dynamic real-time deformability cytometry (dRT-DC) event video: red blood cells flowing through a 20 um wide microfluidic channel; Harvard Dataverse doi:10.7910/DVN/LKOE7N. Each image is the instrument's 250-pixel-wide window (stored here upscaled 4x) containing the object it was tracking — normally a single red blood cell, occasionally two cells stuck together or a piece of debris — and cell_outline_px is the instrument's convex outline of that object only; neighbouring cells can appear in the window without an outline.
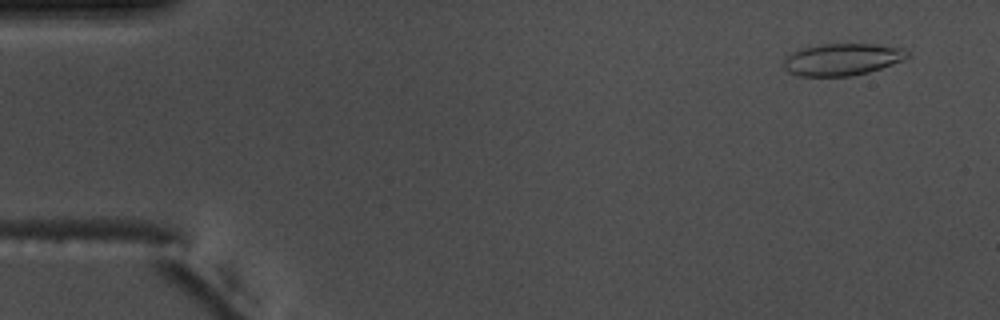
{"species": "common noctule bat (a hibernating species)", "species_latin": "Nyctalus noctula", "temperature_condition": "warm", "stored_images_in_passage": 53, "camera_frame_rate_fps": 3000, "um_per_image_px": 0.085, "animal": {"sex": "male", "body_mass_g": 17.5, "forearm_length_mm": 52.3}, "frame": {"image": 1, "passage_image": 4, "time_ms": 1.0, "image_size_px": [1000, 320], "cell_outline_px": [[908, 56], [904, 60], [868, 72], [852, 76], [800, 76], [788, 72], [784, 68], [784, 56], [800, 48], [820, 44], [876, 44], [904, 48], [908, 52]], "centroid_in_image_um": [71.56, 5.04], "position_along_channel_um": 13.4, "area_um2": 23.18}}
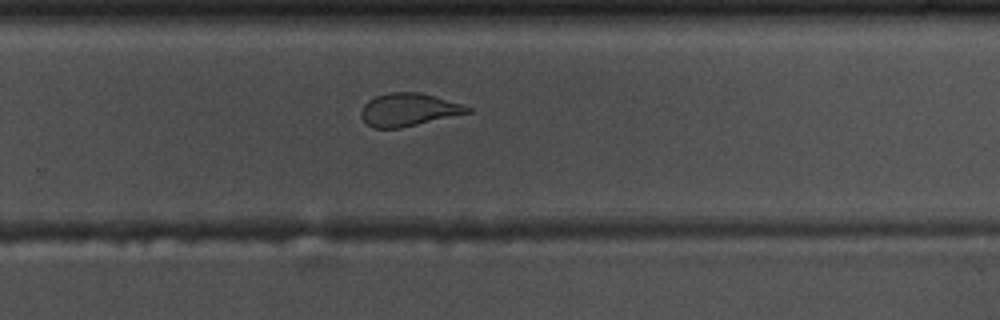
{"frame": {"image": 2, "passage_image": 36, "time_ms": 11.667, "image_size_px": [1000, 320], "cell_outline_px": [[472, 112], [400, 128], [372, 128], [360, 116], [360, 112], [364, 104], [368, 100], [376, 96], [388, 92], [420, 92], [460, 104], [472, 108]], "centroid_in_image_um": [34.69, 9.32], "position_along_channel_um": 295.1, "area_um2": 20.23}}
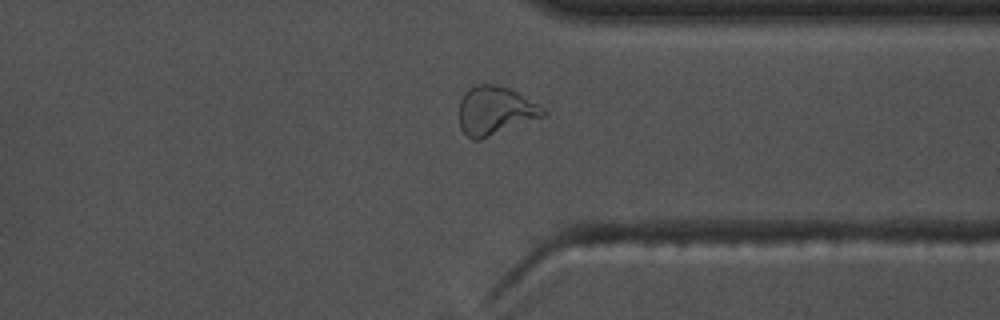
{"frame": {"image": 3, "passage_image": 42, "time_ms": 13.667, "image_size_px": [1000, 320], "cell_outline_px": [[548, 116], [480, 140], [472, 140], [460, 128], [460, 100], [464, 92], [468, 88], [476, 84], [496, 84], [508, 88], [516, 92], [544, 108], [548, 112]], "centroid_in_image_um": [42.11, 9.42], "position_along_channel_um": 369.3, "area_um2": 24.04}}